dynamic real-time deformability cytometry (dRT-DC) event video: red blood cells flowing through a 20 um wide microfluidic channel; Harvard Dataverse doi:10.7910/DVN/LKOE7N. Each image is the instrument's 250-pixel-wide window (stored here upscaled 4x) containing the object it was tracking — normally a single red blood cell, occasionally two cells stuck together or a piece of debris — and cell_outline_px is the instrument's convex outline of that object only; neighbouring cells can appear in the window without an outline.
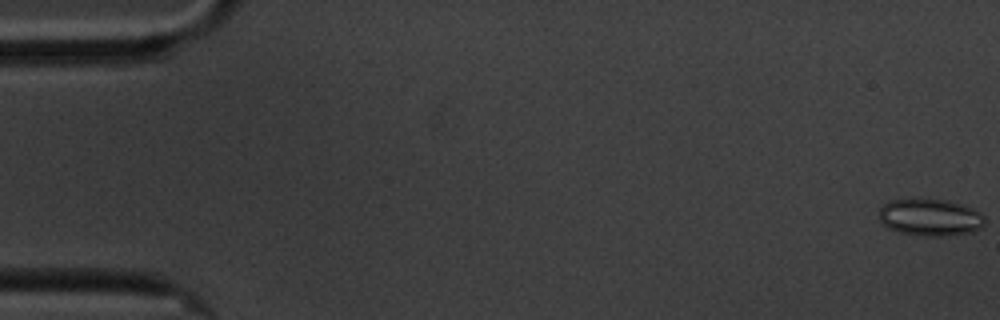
{"species": "common noctule bat (a hibernating species)", "species_latin": "Nyctalus noctula", "temperature_condition": "cold", "stored_images_in_passage": 59, "camera_frame_rate_fps": 3000, "um_per_image_px": 0.085, "animal": {"sex": "male", "body_mass_g": 20.1, "forearm_length_mm": 53.5}, "frame": {"image": 1, "passage_image": 1, "time_ms": 0.0, "image_size_px": [1000, 320], "cell_outline_px": [[984, 228], [972, 232], [940, 236], [924, 236], [900, 232], [888, 228], [880, 220], [880, 208], [884, 204], [892, 200], [948, 200], [972, 208], [980, 212], [984, 216]], "centroid_in_image_um": [79.11, 18.49], "position_along_channel_um": 5.9, "area_um2": 22.54}}
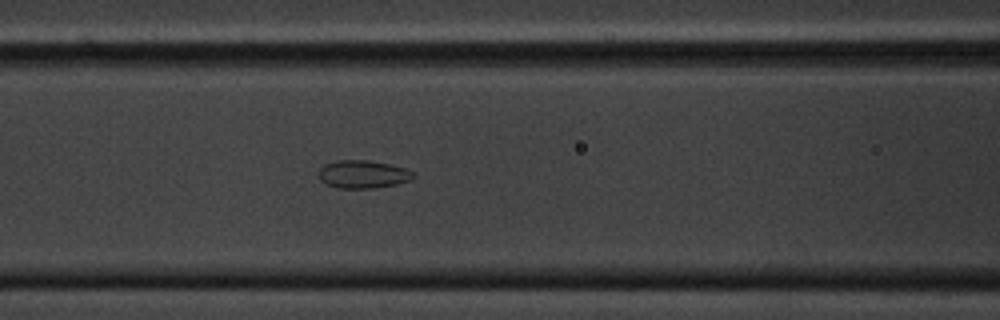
{"frame": {"image": 2, "passage_image": 25, "time_ms": 8.0, "image_size_px": [1000, 320], "cell_outline_px": [[416, 176], [412, 180], [396, 184], [372, 188], [340, 188], [328, 184], [320, 180], [320, 168], [324, 164], [336, 160], [368, 160], [388, 164], [404, 168], [412, 172]], "centroid_in_image_um": [30.86, 14.81], "position_along_channel_um": 135.7, "area_um2": 15.26}}
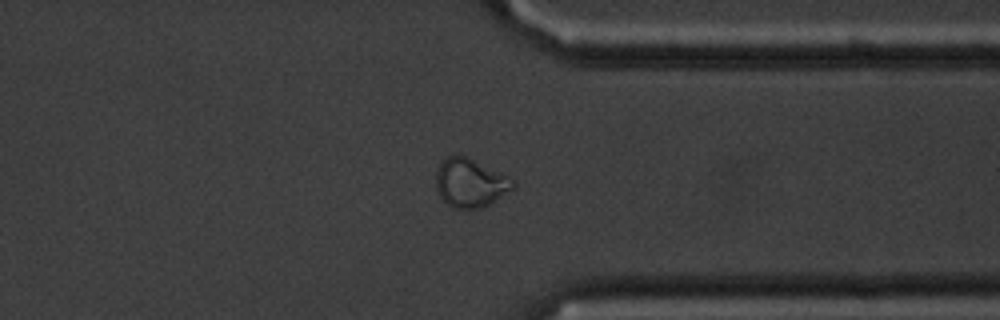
{"frame": {"image": 3, "passage_image": 46, "time_ms": 15.0, "image_size_px": [1000, 320], "cell_outline_px": [[516, 184], [512, 188], [488, 204], [480, 208], [452, 208], [440, 196], [436, 188], [436, 172], [440, 164], [448, 156], [464, 156], [500, 172], [512, 180]], "centroid_in_image_um": [39.93, 15.55], "position_along_channel_um": 371.5, "area_um2": 21.1}, "authors_computed_cell_mechanics": {"area_um2": 19.074, "velocity_mm_per_s": 3.398, "shape_relaxation_time_tau1_ms": null, "shape_relaxation_time_tau2_ms": 2.0617, "deformation_change_tau1": null, "deformation_change_tau2": 0.0789}}